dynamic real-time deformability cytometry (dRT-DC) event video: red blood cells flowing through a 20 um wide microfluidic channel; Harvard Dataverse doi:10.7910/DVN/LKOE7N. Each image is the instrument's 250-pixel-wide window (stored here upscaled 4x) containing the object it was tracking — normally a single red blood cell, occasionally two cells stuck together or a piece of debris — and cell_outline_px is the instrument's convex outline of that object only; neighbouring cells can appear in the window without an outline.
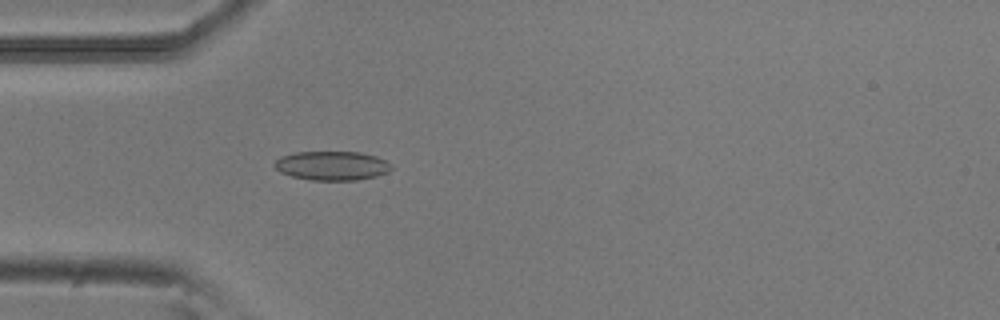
{"species": "common noctule bat (a hibernating species)", "species_latin": "Nyctalus noctula", "temperature_condition": "room temperature", "stored_images_in_passage": 4, "camera_frame_rate_fps": 3000, "um_per_image_px": 0.085, "animal": {"sex": "male", "body_mass_g": 20.5, "forearm_length_mm": 52.5}, "frame": {"image": 1, "passage_image": 4, "time_ms": 1.0, "image_size_px": [1000, 320], "cell_outline_px": [[392, 168], [388, 172], [376, 176], [356, 180], [312, 180], [292, 176], [280, 172], [272, 164], [280, 156], [296, 152], [360, 152], [376, 156], [392, 164]], "centroid_in_image_um": [28.21, 14.08], "position_along_channel_um": 56.8, "area_um2": 19.83}}